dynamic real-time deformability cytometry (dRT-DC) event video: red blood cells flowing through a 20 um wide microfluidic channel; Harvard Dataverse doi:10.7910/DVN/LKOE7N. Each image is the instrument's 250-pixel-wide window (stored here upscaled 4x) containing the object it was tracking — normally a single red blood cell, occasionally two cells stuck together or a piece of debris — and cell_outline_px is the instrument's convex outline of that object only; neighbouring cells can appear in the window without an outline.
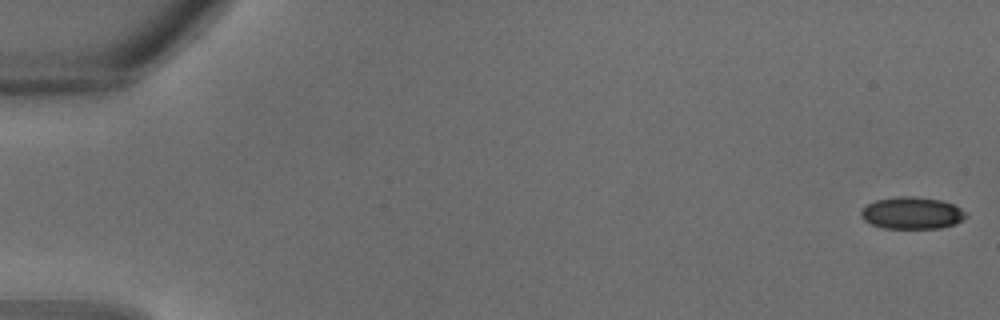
{"species": "common noctule bat (a hibernating species)", "species_latin": "Nyctalus noctula", "temperature_condition": "warm", "stored_images_in_passage": 9, "camera_frame_rate_fps": 3000, "um_per_image_px": 0.085, "animal": {"sex": "male", "body_mass_g": 18.8}, "frame": {"image": 1, "passage_image": 1, "time_ms": 0.0, "image_size_px": [1000, 320], "cell_outline_px": [[968, 216], [956, 224], [940, 228], [884, 228], [872, 224], [864, 220], [860, 216], [860, 212], [868, 204], [876, 200], [896, 196], [912, 196], [940, 200], [956, 204], [968, 212]], "centroid_in_image_um": [77.57, 18.1], "position_along_channel_um": 7.4, "area_um2": 19.77}}